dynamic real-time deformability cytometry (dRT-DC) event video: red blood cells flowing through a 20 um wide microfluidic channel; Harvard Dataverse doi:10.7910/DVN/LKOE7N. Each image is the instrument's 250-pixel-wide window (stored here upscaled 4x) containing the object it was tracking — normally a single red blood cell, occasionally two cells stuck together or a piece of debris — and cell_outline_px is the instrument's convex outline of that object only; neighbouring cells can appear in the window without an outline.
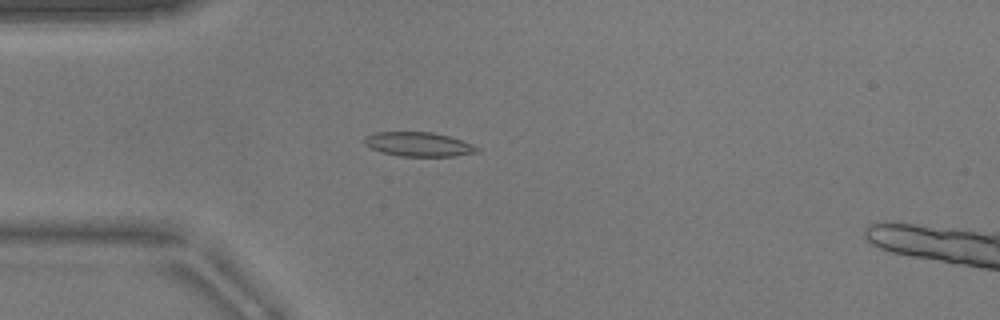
{"species": "common noctule bat (a hibernating species)", "species_latin": "Nyctalus noctula", "temperature_condition": "warm", "stored_images_in_passage": 45, "segment_of_instrument_passage": [1, 2], "camera_frame_rate_fps": 3000, "um_per_image_px": 0.085, "animal": {"sex": "male", "body_mass_g": 17.9}, "frame": {"image": 1, "passage_image": 6, "time_ms": 1.667, "image_size_px": [1000, 320], "cell_outline_px": [[480, 152], [456, 156], [400, 156], [380, 152], [364, 144], [364, 136], [376, 132], [432, 132], [448, 136], [472, 144], [480, 148]], "centroid_in_image_um": [35.58, 12.27], "position_along_channel_um": 49.4, "area_um2": 15.95}}
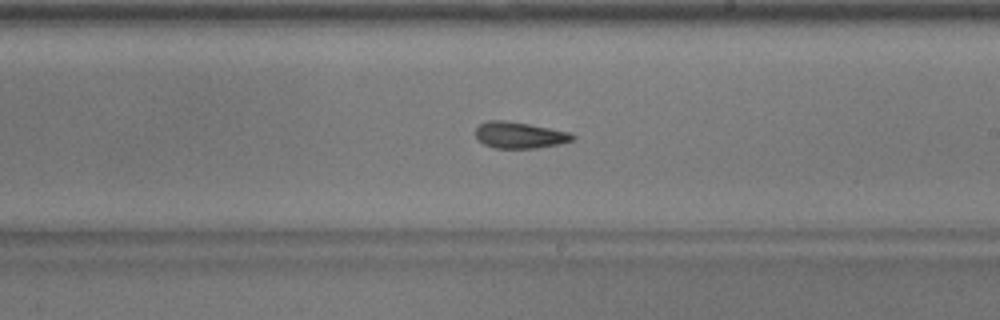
{"frame": {"image": 2, "passage_image": 22, "time_ms": 7.0, "image_size_px": [1000, 320], "cell_outline_px": [[576, 136], [572, 140], [560, 144], [536, 148], [496, 148], [484, 144], [476, 140], [476, 128], [480, 124], [488, 120], [504, 120], [528, 124], [572, 132]], "centroid_in_image_um": [44.17, 11.48], "position_along_channel_um": 244.8, "area_um2": 14.97}}
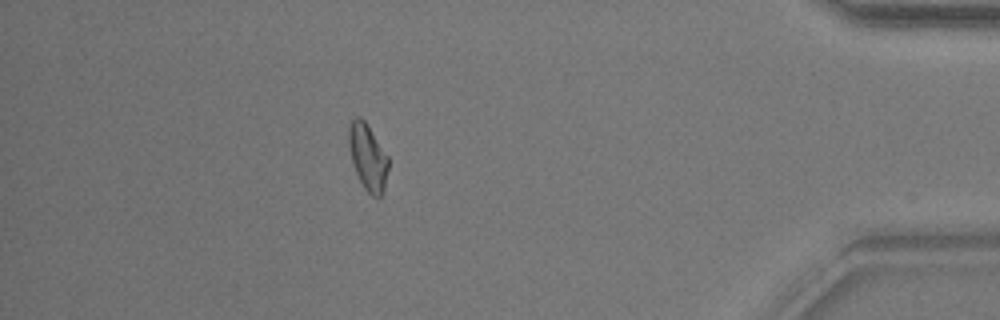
{"frame": {"image": 3, "passage_image": 38, "time_ms": 12.333, "image_size_px": [1000, 320], "cell_outline_px": [[388, 168], [384, 192], [380, 196], [372, 196], [364, 188], [352, 164], [348, 144], [348, 128], [352, 120], [356, 116], [360, 116], [364, 120], [388, 156]], "centroid_in_image_um": [31.25, 13.35], "position_along_channel_um": 403.9, "area_um2": 15.26}}